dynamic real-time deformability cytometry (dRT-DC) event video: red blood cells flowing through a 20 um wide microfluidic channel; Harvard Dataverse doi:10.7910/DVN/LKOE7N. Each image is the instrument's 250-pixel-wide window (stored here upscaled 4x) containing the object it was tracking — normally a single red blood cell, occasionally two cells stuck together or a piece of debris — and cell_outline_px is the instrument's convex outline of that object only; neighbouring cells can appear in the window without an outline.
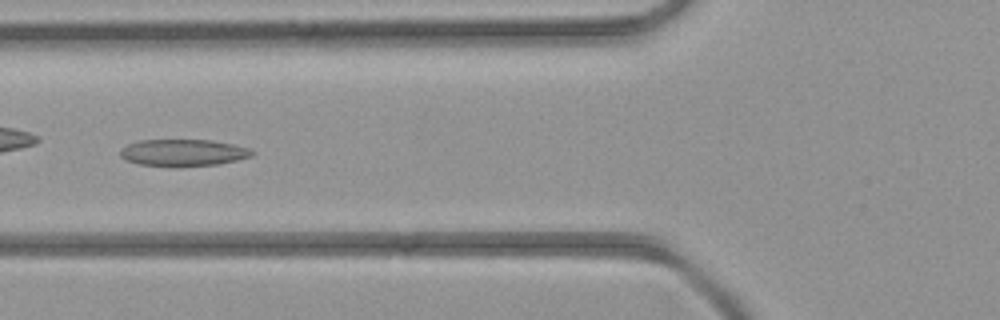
{"species": "common noctule bat (a hibernating species)", "species_latin": "Nyctalus noctula", "temperature_condition": "room temperature", "stored_images_in_passage": 4, "camera_frame_rate_fps": 3000, "um_per_image_px": 0.085, "animal": {"sex": "female", "body_mass_g": 21.9}, "frame": {"image": 1, "passage_image": 4, "time_ms": 4.333, "image_size_px": [1000, 320], "cell_outline_px": [[256, 152], [252, 156], [220, 164], [180, 168], [176, 168], [140, 164], [124, 160], [120, 156], [120, 148], [128, 144], [140, 140], [208, 140], [232, 144], [248, 148]], "centroid_in_image_um": [15.54, 13.0], "position_along_channel_um": 110.3, "area_um2": 21.04}}